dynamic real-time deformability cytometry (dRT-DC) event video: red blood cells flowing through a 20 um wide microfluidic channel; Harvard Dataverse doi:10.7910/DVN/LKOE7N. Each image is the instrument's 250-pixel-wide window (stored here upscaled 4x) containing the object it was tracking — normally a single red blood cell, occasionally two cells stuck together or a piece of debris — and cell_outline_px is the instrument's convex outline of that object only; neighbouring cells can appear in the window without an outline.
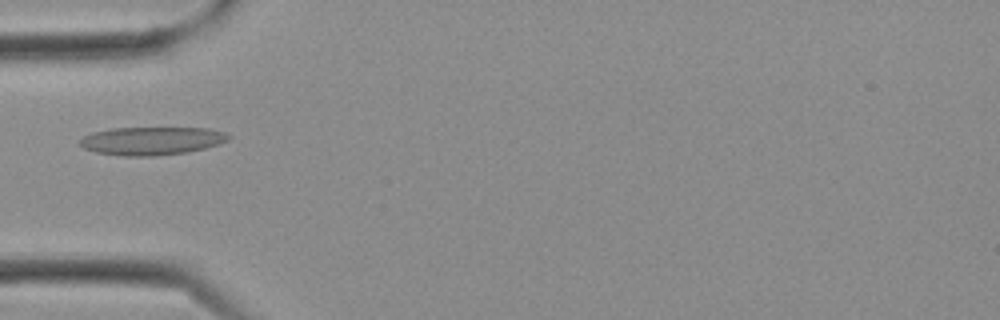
{"species": "Egyptian fruit bat (a non-hibernating species)", "species_latin": "Rousettus aegyptiacus", "temperature_condition": "cold", "stored_images_in_passage": 12, "camera_frame_rate_fps": 3000, "um_per_image_px": 0.085, "frame": {"image": 1, "passage_image": 2, "time_ms": 0.333, "image_size_px": [1000, 320], "cell_outline_px": [[232, 136], [228, 140], [220, 144], [188, 152], [156, 156], [120, 156], [96, 152], [84, 148], [80, 144], [80, 140], [84, 136], [92, 132], [112, 128], [208, 128], [224, 132]], "centroid_in_image_um": [12.91, 11.97], "position_along_channel_um": 72.1, "area_um2": 24.45}}
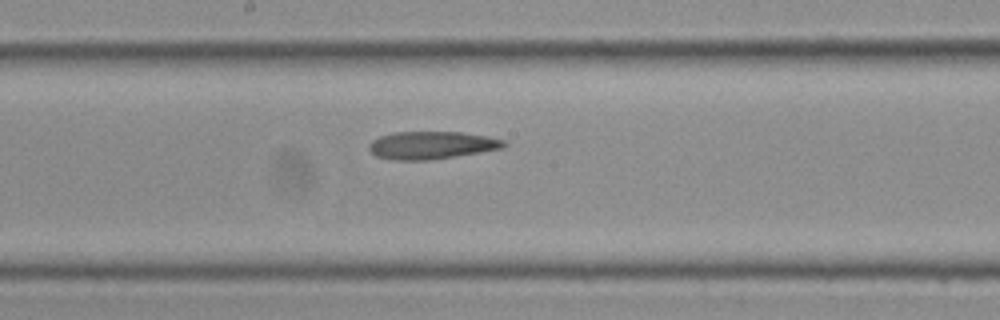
{"frame": {"image": 2, "passage_image": 8, "time_ms": 2.333, "image_size_px": [1000, 320], "cell_outline_px": [[508, 144], [504, 148], [432, 160], [392, 160], [376, 156], [368, 148], [368, 144], [372, 140], [380, 136], [396, 132], [460, 132], [488, 136], [504, 140]], "centroid_in_image_um": [36.69, 12.34], "position_along_channel_um": 211.5, "area_um2": 21.85}}
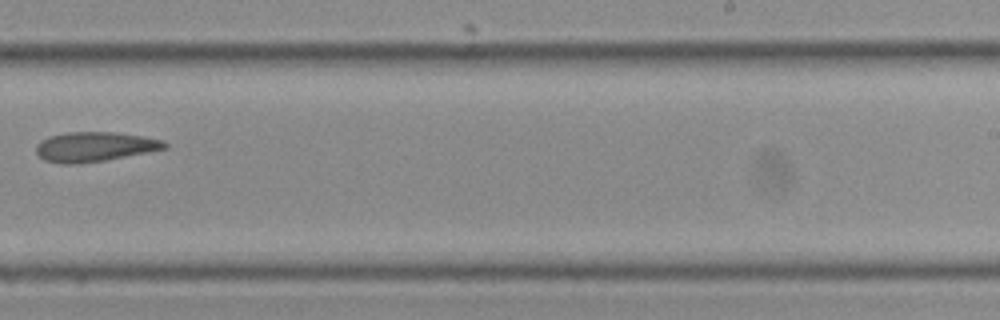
{"frame": {"image": 3, "passage_image": 11, "time_ms": 3.333, "image_size_px": [1000, 320], "cell_outline_px": [[168, 148], [104, 160], [76, 164], [60, 164], [44, 160], [36, 152], [36, 144], [52, 136], [68, 132], [112, 132], [140, 136], [164, 140], [168, 144]], "centroid_in_image_um": [8.05, 12.48], "position_along_channel_um": 281.0, "area_um2": 21.91}}